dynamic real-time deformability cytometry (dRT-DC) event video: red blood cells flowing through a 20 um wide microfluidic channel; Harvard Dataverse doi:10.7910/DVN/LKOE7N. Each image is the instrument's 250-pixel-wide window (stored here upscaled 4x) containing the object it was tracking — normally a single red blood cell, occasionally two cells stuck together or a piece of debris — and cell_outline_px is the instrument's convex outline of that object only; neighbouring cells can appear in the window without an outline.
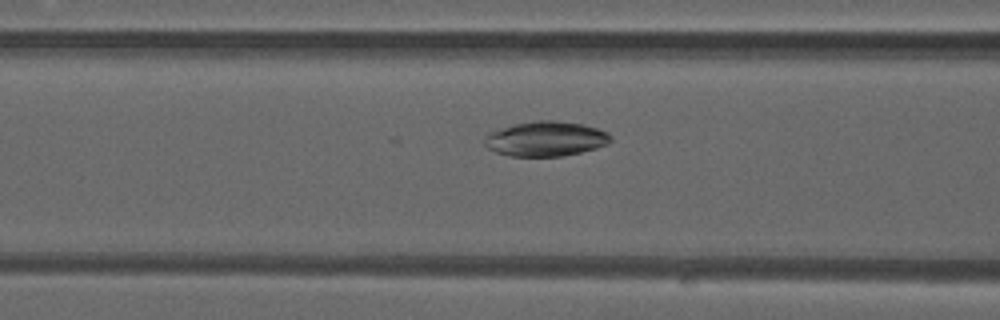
{"species": "common noctule bat (a hibernating species)", "species_latin": "Nyctalus noctula", "temperature_condition": "warm", "stored_images_in_passage": 38, "camera_frame_rate_fps": 3000, "um_per_image_px": 0.085, "animal": {"sex": "male", "forearm_length_mm": 52.5}, "frame": {"image": 1, "passage_image": 17, "time_ms": 5.333, "image_size_px": [1000, 320], "cell_outline_px": [[612, 140], [608, 144], [596, 148], [564, 156], [512, 156], [496, 152], [488, 148], [484, 144], [484, 136], [488, 132], [516, 124], [536, 120], [556, 120], [584, 124], [608, 132], [612, 136]], "centroid_in_image_um": [46.4, 11.79], "position_along_channel_um": 120.2, "area_um2": 25.72}}
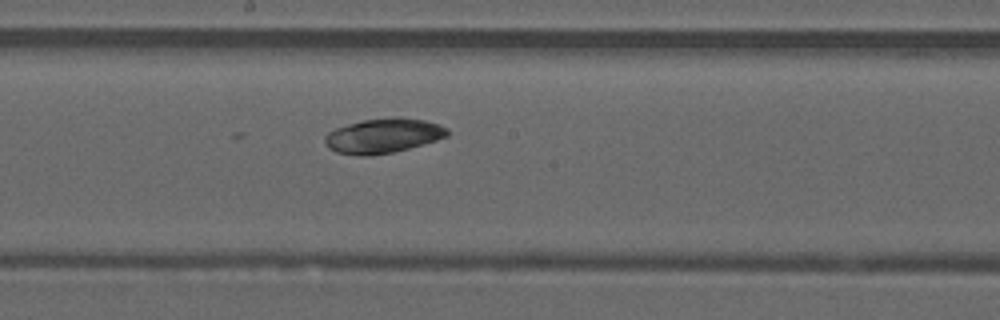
{"frame": {"image": 2, "passage_image": 24, "time_ms": 7.667, "image_size_px": [1000, 320], "cell_outline_px": [[448, 136], [424, 144], [392, 152], [372, 156], [360, 156], [336, 152], [328, 148], [324, 144], [324, 136], [328, 132], [336, 128], [348, 124], [364, 120], [392, 116], [396, 116], [424, 120], [440, 124], [448, 128]], "centroid_in_image_um": [32.56, 11.53], "position_along_channel_um": 215.6, "area_um2": 24.97}}
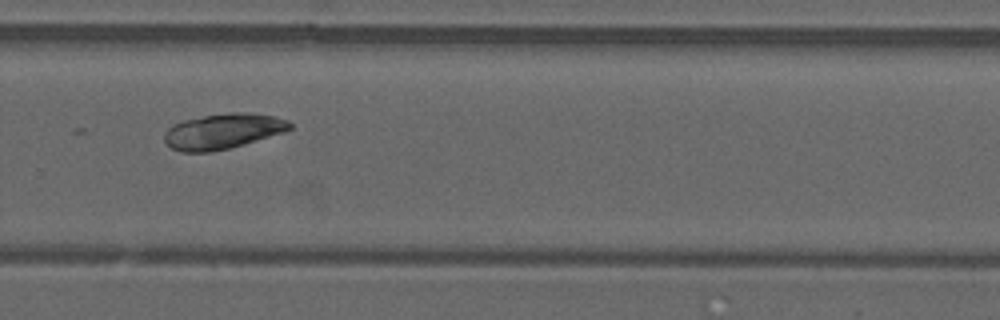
{"frame": {"image": 3, "passage_image": 31, "time_ms": 10.0, "image_size_px": [1000, 320], "cell_outline_px": [[292, 128], [284, 132], [244, 144], [228, 148], [208, 152], [180, 152], [172, 148], [164, 140], [164, 132], [172, 124], [184, 120], [204, 116], [232, 112], [248, 112], [276, 116], [288, 120], [292, 124]], "centroid_in_image_um": [18.95, 11.15], "position_along_channel_um": 310.8, "area_um2": 25.84}}